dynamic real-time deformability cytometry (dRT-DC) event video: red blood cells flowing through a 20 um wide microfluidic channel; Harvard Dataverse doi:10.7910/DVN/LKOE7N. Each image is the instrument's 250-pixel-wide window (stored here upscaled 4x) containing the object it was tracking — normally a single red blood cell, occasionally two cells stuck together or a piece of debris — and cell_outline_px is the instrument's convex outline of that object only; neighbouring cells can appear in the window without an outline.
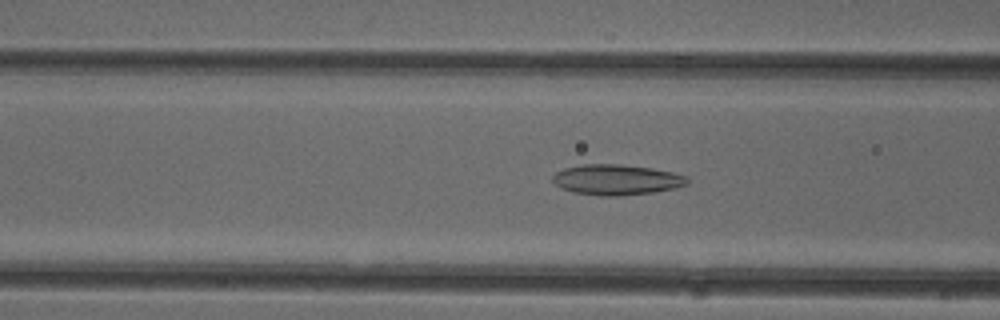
{"species": "common noctule bat (a hibernating species)", "species_latin": "Nyctalus noctula", "temperature_condition": "cold", "stored_images_in_passage": 50, "camera_frame_rate_fps": 3000, "um_per_image_px": 0.085, "animal": {"sex": "female"}, "frame": {"image": 1, "passage_image": 19, "time_ms": 6.0, "image_size_px": [1000, 320], "cell_outline_px": [[688, 184], [676, 188], [652, 192], [620, 196], [600, 196], [572, 192], [560, 188], [552, 180], [552, 176], [556, 172], [564, 168], [580, 164], [620, 164], [652, 168], [672, 172], [688, 176]], "centroid_in_image_um": [52.39, 15.27], "position_along_channel_um": 114.2, "area_um2": 24.1}}
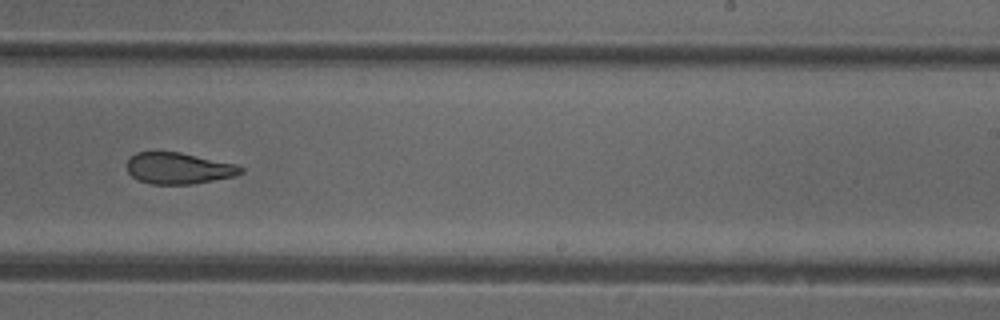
{"frame": {"image": 2, "passage_image": 31, "time_ms": 10.0, "image_size_px": [1000, 320], "cell_outline_px": [[244, 172], [232, 176], [192, 184], [152, 184], [140, 180], [132, 176], [128, 172], [128, 160], [136, 152], [180, 152], [236, 164], [244, 168]], "centroid_in_image_um": [15.19, 14.3], "position_along_channel_um": 273.8, "area_um2": 20.52}}
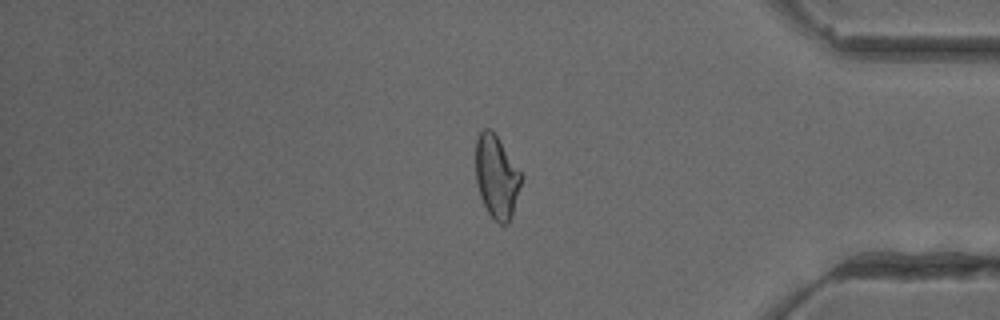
{"frame": {"image": 3, "passage_image": 42, "time_ms": 13.667, "image_size_px": [1000, 320], "cell_outline_px": [[524, 176], [512, 216], [508, 224], [500, 224], [488, 212], [480, 196], [476, 180], [476, 136], [484, 128], [488, 128], [496, 136]], "centroid_in_image_um": [42.22, 15.04], "position_along_channel_um": 393.0, "area_um2": 21.91}, "authors_computed_cell_mechanics": {"area_um2": 23.12, "velocity_mm_per_s": 3.9901, "shape_relaxation_time_tau1_ms": null, "shape_relaxation_time_tau2_ms": 3.3452, "deformation_change_tau1": null, "deformation_change_tau2": 0.1111}}